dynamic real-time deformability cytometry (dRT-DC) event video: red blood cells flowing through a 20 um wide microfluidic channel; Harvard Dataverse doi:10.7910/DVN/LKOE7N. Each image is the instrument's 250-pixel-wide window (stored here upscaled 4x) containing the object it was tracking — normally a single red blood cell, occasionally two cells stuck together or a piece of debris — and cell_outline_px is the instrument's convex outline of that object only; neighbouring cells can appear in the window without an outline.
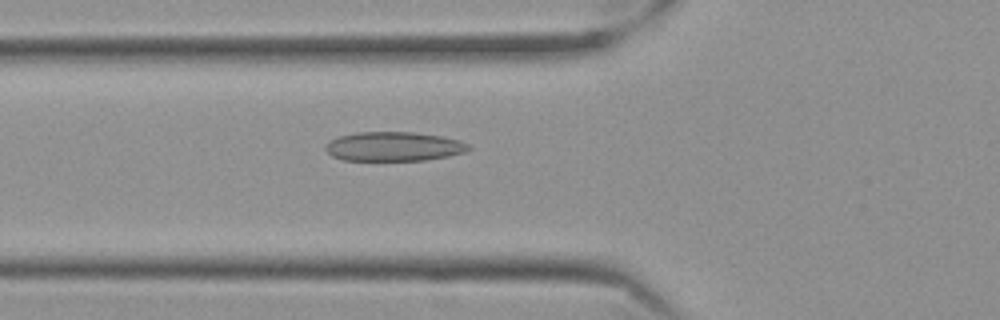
{"species": "Egyptian fruit bat (a non-hibernating species)", "species_latin": "Rousettus aegyptiacus", "temperature_condition": "cold", "stored_images_in_passage": 58, "camera_frame_rate_fps": 3000, "um_per_image_px": 0.085, "frame": {"image": 1, "passage_image": 21, "time_ms": 6.667, "image_size_px": [1000, 320], "cell_outline_px": [[472, 148], [464, 152], [448, 156], [424, 160], [344, 160], [332, 156], [324, 148], [324, 144], [340, 136], [356, 132], [412, 132], [440, 136], [460, 140], [468, 144]], "centroid_in_image_um": [33.46, 12.45], "position_along_channel_um": 92.3, "area_um2": 24.28}}
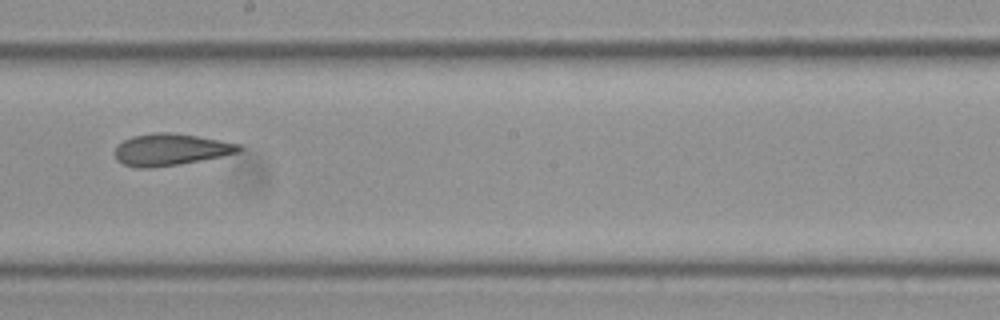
{"frame": {"image": 2, "passage_image": 33, "time_ms": 10.667, "image_size_px": [1000, 320], "cell_outline_px": [[244, 148], [240, 152], [220, 156], [176, 164], [148, 168], [140, 168], [124, 164], [116, 160], [116, 148], [124, 140], [132, 136], [156, 132], [168, 132], [196, 136], [220, 140], [240, 144]], "centroid_in_image_um": [14.51, 12.7], "position_along_channel_um": 233.7, "area_um2": 22.54}}
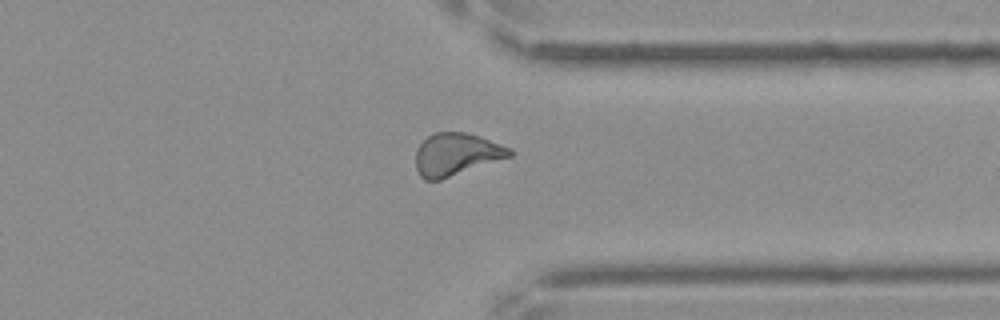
{"frame": {"image": 3, "passage_image": 45, "time_ms": 14.667, "image_size_px": [1000, 320], "cell_outline_px": [[516, 152], [512, 156], [440, 180], [424, 180], [420, 176], [416, 168], [416, 148], [428, 136], [436, 132], [468, 132], [480, 136], [512, 148]], "centroid_in_image_um": [38.81, 13.11], "position_along_channel_um": 372.6, "area_um2": 23.41}, "authors_computed_cell_mechanics": {"area_um2": 23.4668, "velocity_mm_per_s": 3.5073, "shape_relaxation_time_tau1_ms": 10.5403, "shape_relaxation_time_tau2_ms": 2.1051, "deformation_change_tau1": 0.1812, "deformation_change_tau2": 0.0972}}